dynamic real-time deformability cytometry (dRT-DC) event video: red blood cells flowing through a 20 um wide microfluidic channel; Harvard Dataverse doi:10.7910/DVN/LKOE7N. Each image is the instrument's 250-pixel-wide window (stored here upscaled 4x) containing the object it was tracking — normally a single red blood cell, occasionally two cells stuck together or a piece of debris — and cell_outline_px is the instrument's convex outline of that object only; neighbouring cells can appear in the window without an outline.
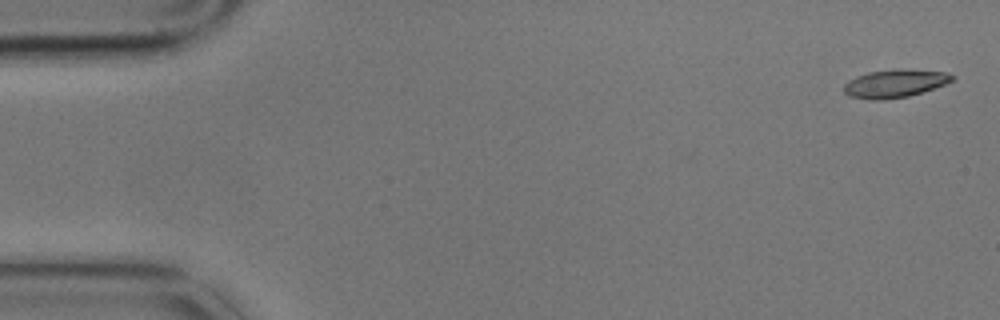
{"species": "common noctule bat (a hibernating species)", "species_latin": "Nyctalus noctula", "temperature_condition": "cold", "stored_images_in_passage": 4, "camera_frame_rate_fps": 3000, "um_per_image_px": 0.085, "animal": {"sex": "male", "body_mass_g": 17.9}, "frame": {"image": 1, "passage_image": 1, "time_ms": 0.0, "image_size_px": [1000, 320], "cell_outline_px": [[956, 76], [952, 80], [944, 84], [908, 96], [880, 100], [868, 100], [848, 96], [844, 92], [844, 84], [848, 80], [856, 76], [868, 72], [900, 68], [944, 72]], "centroid_in_image_um": [76.0, 7.09], "position_along_channel_um": 9.0, "area_um2": 17.63}}
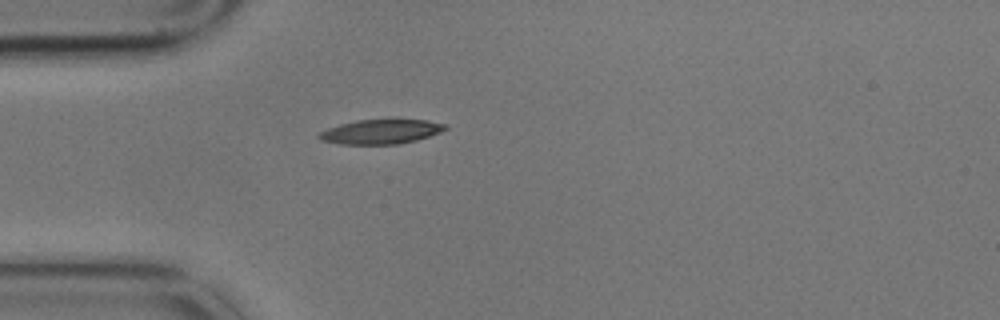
{"frame": {"image": 2, "passage_image": 4, "time_ms": 1.0, "image_size_px": [1000, 320], "cell_outline_px": [[448, 128], [440, 132], [416, 140], [400, 144], [340, 144], [320, 140], [316, 136], [320, 132], [328, 128], [340, 124], [356, 120], [428, 120], [448, 124]], "centroid_in_image_um": [32.37, 11.19], "position_along_channel_um": 52.6, "area_um2": 17.98}}